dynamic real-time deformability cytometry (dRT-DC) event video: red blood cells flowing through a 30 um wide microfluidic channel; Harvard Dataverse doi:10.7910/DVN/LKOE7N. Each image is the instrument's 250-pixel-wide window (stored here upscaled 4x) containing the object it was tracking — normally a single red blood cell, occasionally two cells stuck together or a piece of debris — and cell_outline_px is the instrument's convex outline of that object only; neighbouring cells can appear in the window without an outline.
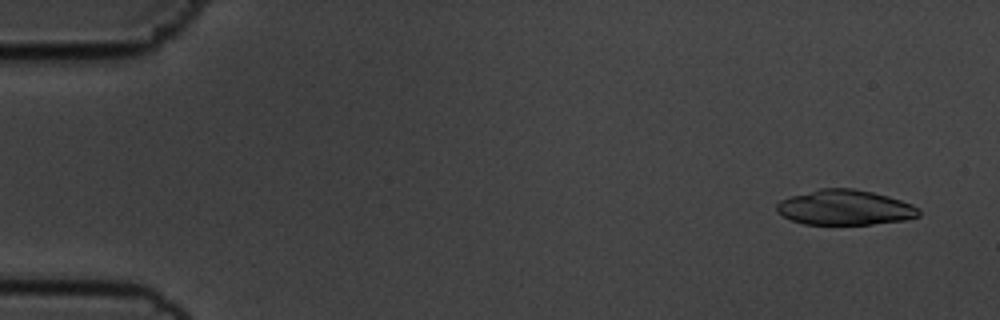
{"species": "common noctule bat (a hibernating species)", "species_latin": "Nyctalus noctula", "temperature_condition": "cold", "stored_images_in_passage": 34, "camera_frame_rate_fps": 3000, "um_per_image_px": 0.085, "animal": {"sex": "male", "body_mass_g": 19.5, "forearm_length_mm": 54.6}, "frame": {"image": 1, "passage_image": 3, "time_ms": 0.667, "image_size_px": [1000, 320], "cell_outline_px": [[920, 216], [904, 220], [872, 224], [804, 224], [792, 220], [776, 212], [776, 204], [780, 200], [788, 196], [820, 188], [852, 188], [872, 192], [888, 196], [912, 204], [920, 208]], "centroid_in_image_um": [71.8, 17.63], "position_along_channel_um": 13.2, "area_um2": 29.19}}